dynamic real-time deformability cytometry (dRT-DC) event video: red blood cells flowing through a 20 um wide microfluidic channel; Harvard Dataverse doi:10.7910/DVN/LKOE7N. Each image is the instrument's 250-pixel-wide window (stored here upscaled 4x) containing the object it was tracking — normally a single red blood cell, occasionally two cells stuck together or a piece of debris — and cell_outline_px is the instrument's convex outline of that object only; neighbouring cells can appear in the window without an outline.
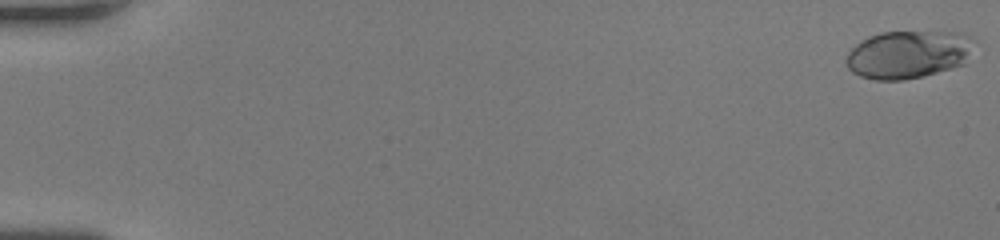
{"species": "human", "species_latin": "Homo sapiens", "temperature_condition": "room temperature", "stored_images_in_passage": 63, "camera_frame_rate_fps": 3000, "um_per_image_px": 0.085, "donor": {"sex": "female"}, "frame": {"image": 1, "passage_image": 1, "time_ms": 0.0, "image_size_px": [1000, 240], "cell_outline_px": [[976, 40], [964, 64], [924, 76], [904, 80], [876, 80], [860, 76], [852, 72], [848, 68], [844, 60], [848, 52], [860, 40], [868, 36], [880, 32], [964, 32]], "centroid_in_image_um": [77.19, 4.62], "position_along_channel_um": 7.8, "area_um2": 36.07}}
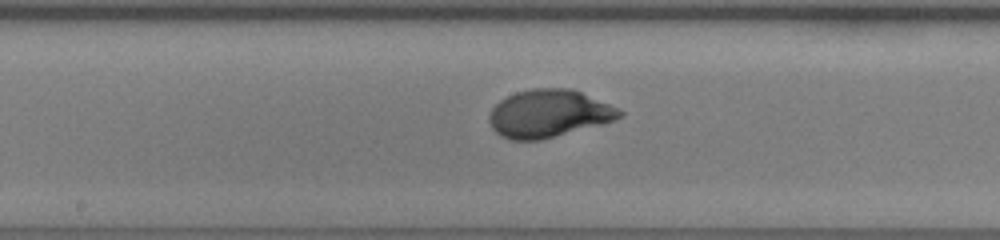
{"frame": {"image": 2, "passage_image": 35, "time_ms": 11.333, "image_size_px": [1000, 240], "cell_outline_px": [[624, 116], [600, 124], [540, 140], [508, 140], [500, 136], [492, 128], [488, 120], [488, 116], [492, 108], [500, 100], [516, 92], [532, 88], [572, 88], [608, 104], [624, 112]], "centroid_in_image_um": [46.59, 9.65], "position_along_channel_um": 201.6, "area_um2": 35.95}}
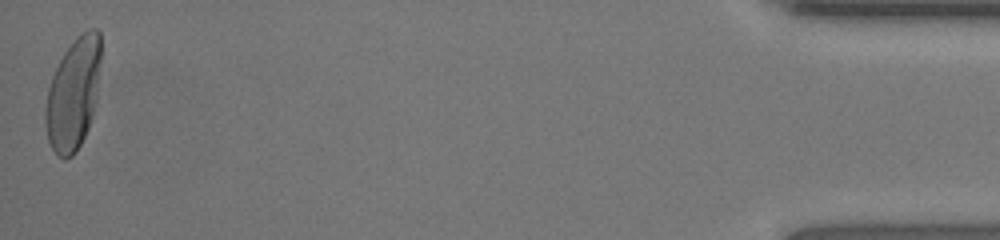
{"frame": {"image": 3, "passage_image": 63, "time_ms": 20.667, "image_size_px": [1000, 240], "cell_outline_px": [[100, 60], [96, 100], [92, 116], [88, 128], [76, 152], [72, 156], [64, 160], [56, 156], [48, 140], [44, 124], [44, 108], [48, 88], [52, 76], [64, 52], [76, 36], [80, 32], [88, 28], [96, 28], [100, 32]], "centroid_in_image_um": [6.21, 7.99], "position_along_channel_um": 429.0, "area_um2": 36.41}}